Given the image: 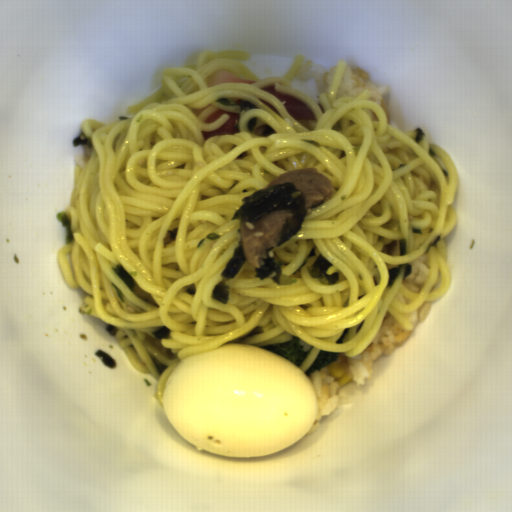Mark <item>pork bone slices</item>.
I'll use <instances>...</instances> for the list:
<instances>
[{
    "mask_svg": "<svg viewBox=\"0 0 512 512\" xmlns=\"http://www.w3.org/2000/svg\"><path fill=\"white\" fill-rule=\"evenodd\" d=\"M291 210L273 211L256 222L240 220L241 249L246 260L254 268L264 266L268 251L276 247L280 232L287 218L291 221Z\"/></svg>",
    "mask_w": 512,
    "mask_h": 512,
    "instance_id": "d1f655de",
    "label": "pork bone slices"
},
{
    "mask_svg": "<svg viewBox=\"0 0 512 512\" xmlns=\"http://www.w3.org/2000/svg\"><path fill=\"white\" fill-rule=\"evenodd\" d=\"M294 182L297 188L305 196L306 210L325 201L331 195L334 186L332 180L316 167L296 169L281 174L271 182L267 183L263 190L268 187Z\"/></svg>",
    "mask_w": 512,
    "mask_h": 512,
    "instance_id": "8bd94acc",
    "label": "pork bone slices"
}]
</instances>
